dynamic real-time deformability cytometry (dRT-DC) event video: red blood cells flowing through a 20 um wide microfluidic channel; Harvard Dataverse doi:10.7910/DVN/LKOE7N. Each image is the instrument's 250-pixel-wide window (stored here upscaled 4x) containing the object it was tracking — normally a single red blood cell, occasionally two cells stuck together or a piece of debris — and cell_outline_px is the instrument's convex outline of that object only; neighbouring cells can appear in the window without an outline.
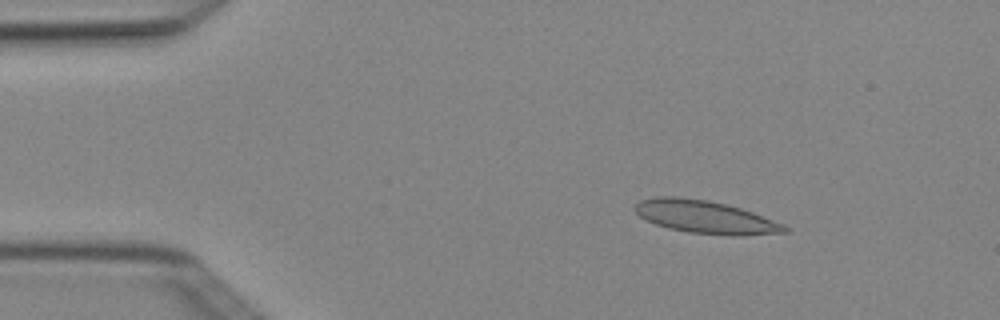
{"species": "Egyptian fruit bat (a non-hibernating species)", "species_latin": "Rousettus aegyptiacus", "temperature_condition": "cold", "stored_images_in_passage": 4, "camera_frame_rate_fps": 3000, "um_per_image_px": 0.085, "animal": {"sex": "female"}, "frame": {"image": 1, "passage_image": 2, "time_ms": 0.333, "image_size_px": [1000, 320], "cell_outline_px": [[788, 232], [736, 236], [688, 232], [668, 228], [656, 224], [640, 216], [632, 208], [640, 200], [656, 196], [676, 196], [708, 200], [740, 208], [752, 212], [784, 224], [788, 228]], "centroid_in_image_um": [59.93, 18.44], "position_along_channel_um": 25.1, "area_um2": 28.5}}
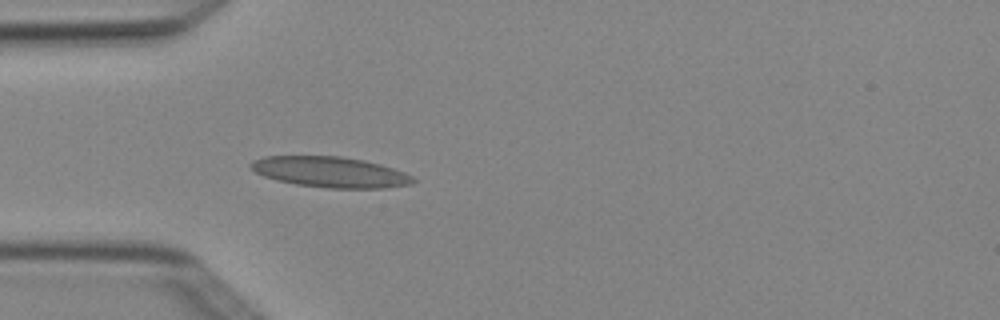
{"frame": {"image": 2, "passage_image": 4, "time_ms": 1.0, "image_size_px": [1000, 320], "cell_outline_px": [[416, 180], [412, 184], [388, 188], [328, 188], [296, 184], [276, 180], [264, 176], [256, 172], [248, 164], [252, 160], [264, 156], [340, 156], [364, 160], [380, 164], [404, 172], [412, 176]], "centroid_in_image_um": [28.07, 14.62], "position_along_channel_um": 56.9, "area_um2": 29.02}}